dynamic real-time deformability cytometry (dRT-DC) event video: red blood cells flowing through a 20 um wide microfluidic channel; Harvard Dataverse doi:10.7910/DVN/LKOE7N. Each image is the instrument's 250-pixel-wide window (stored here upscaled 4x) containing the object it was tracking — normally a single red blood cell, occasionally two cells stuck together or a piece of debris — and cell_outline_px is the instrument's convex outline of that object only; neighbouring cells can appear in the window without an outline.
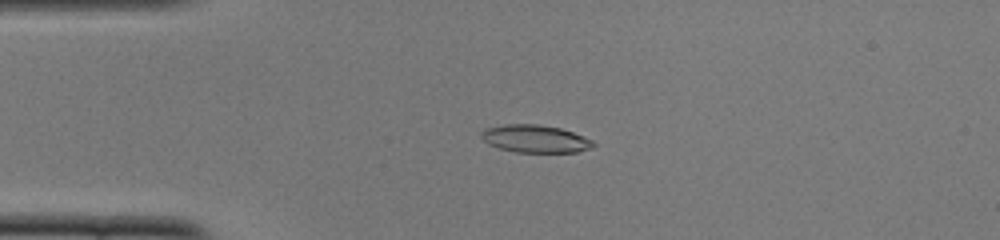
{"species": "common noctule bat (a hibernating species)", "species_latin": "Nyctalus noctula", "temperature_condition": "cold", "stored_images_in_passage": 51, "camera_frame_rate_fps": 3000, "um_per_image_px": 0.085, "animal": {"sex": "female", "body_mass_g": 22.0, "forearm_length_mm": 56.7}, "frame": {"image": 1, "passage_image": 12, "time_ms": 3.667, "image_size_px": [1000, 240], "cell_outline_px": [[596, 144], [592, 148], [576, 152], [516, 152], [500, 148], [488, 144], [480, 136], [480, 132], [488, 128], [504, 124], [536, 124], [560, 128], [584, 136], [592, 140]], "centroid_in_image_um": [45.5, 11.8], "position_along_channel_um": 39.5, "area_um2": 17.98}}
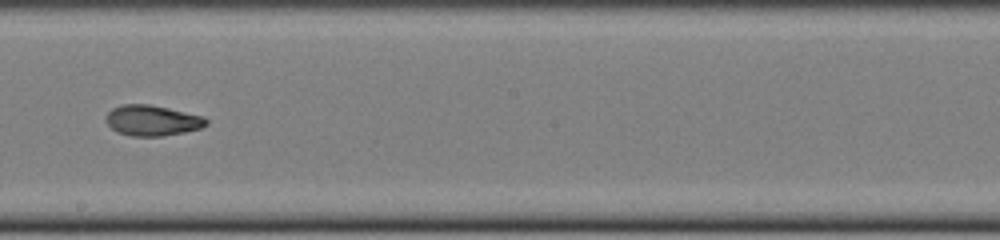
{"frame": {"image": 2, "passage_image": 29, "time_ms": 9.333, "image_size_px": [1000, 240], "cell_outline_px": [[208, 124], [200, 128], [184, 132], [164, 136], [132, 136], [116, 132], [108, 124], [108, 112], [112, 108], [120, 104], [148, 104], [168, 108], [204, 116], [208, 120]], "centroid_in_image_um": [12.96, 10.24], "position_along_channel_um": 235.2, "area_um2": 17.8}}
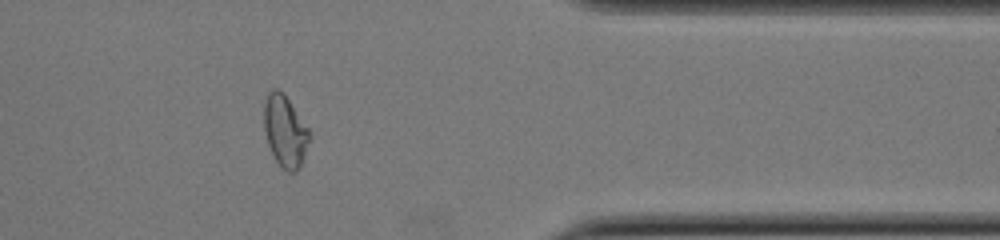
{"frame": {"image": 3, "passage_image": 42, "time_ms": 13.667, "image_size_px": [1000, 240], "cell_outline_px": [[312, 136], [300, 168], [296, 172], [288, 172], [276, 160], [268, 144], [264, 132], [264, 100], [268, 92], [272, 88], [276, 88], [284, 92], [312, 132]], "centroid_in_image_um": [24.26, 11.11], "position_along_channel_um": 387.1, "area_um2": 19.42}, "authors_computed_cell_mechanics": {"area_um2": 18.207, "velocity_mm_per_s": 3.9113, "shape_relaxation_time_tau1_ms": 4.4803, "shape_relaxation_time_tau2_ms": 2.2433, "deformation_change_tau1": 0.1785, "deformation_change_tau2": 0.0818}}